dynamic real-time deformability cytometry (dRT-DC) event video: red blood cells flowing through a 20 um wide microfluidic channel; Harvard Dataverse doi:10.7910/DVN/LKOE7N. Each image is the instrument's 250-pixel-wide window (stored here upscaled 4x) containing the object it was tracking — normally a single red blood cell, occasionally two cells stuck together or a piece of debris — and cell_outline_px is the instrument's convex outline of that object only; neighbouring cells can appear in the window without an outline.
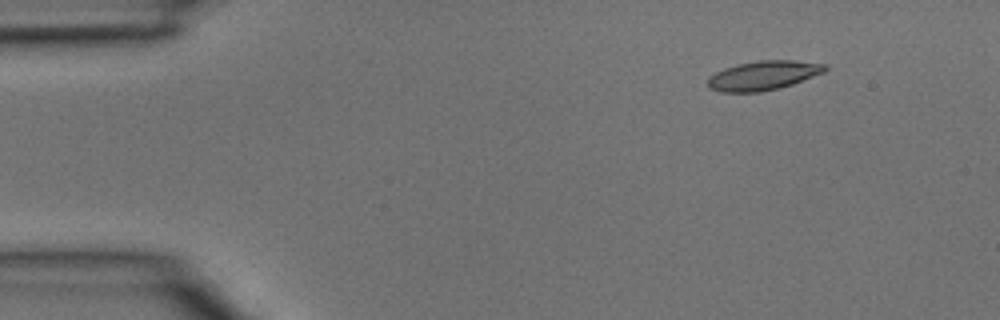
{"species": "common noctule bat (a hibernating species)", "species_latin": "Nyctalus noctula", "temperature_condition": "room temperature", "stored_images_in_passage": 3, "camera_frame_rate_fps": 3000, "um_per_image_px": 0.085, "animal": {"sex": "male", "body_mass_g": 15.6}, "frame": {"image": 1, "passage_image": 1, "time_ms": 0.0, "image_size_px": [1000, 320], "cell_outline_px": [[828, 68], [824, 72], [792, 84], [780, 88], [760, 92], [720, 92], [708, 88], [708, 76], [724, 68], [736, 64], [760, 60], [796, 60], [828, 64]], "centroid_in_image_um": [64.87, 6.41], "position_along_channel_um": 20.1, "area_um2": 20.17}}
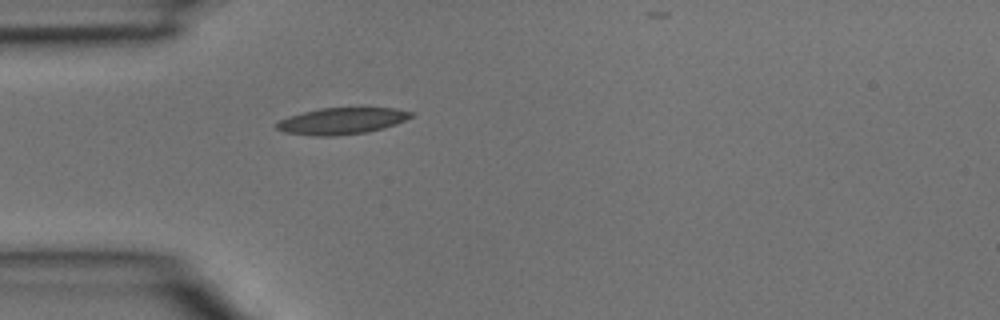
{"frame": {"image": 2, "passage_image": 3, "time_ms": 0.667, "image_size_px": [1000, 320], "cell_outline_px": [[416, 116], [396, 124], [384, 128], [368, 132], [336, 136], [316, 136], [284, 132], [276, 128], [276, 124], [280, 120], [288, 116], [320, 108], [396, 108], [416, 112]], "centroid_in_image_um": [29.13, 10.28], "position_along_channel_um": 55.9, "area_um2": 20.98}}